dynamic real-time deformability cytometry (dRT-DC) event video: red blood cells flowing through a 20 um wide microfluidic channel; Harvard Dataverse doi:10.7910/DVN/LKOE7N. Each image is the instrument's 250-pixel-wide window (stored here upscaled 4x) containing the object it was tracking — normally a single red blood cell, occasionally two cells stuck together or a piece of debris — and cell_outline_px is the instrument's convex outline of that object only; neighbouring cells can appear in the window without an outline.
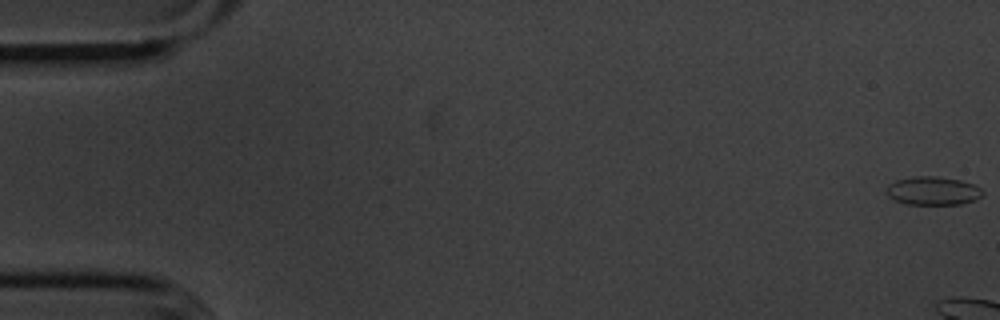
{"species": "common noctule bat (a hibernating species)", "species_latin": "Nyctalus noctula", "temperature_condition": "cold", "stored_images_in_passage": 7, "camera_frame_rate_fps": 3000, "um_per_image_px": 0.085, "animal": {"sex": "male", "body_mass_g": 20.1, "forearm_length_mm": 53.5}, "frame": {"image": 1, "passage_image": 1, "time_ms": 0.0, "image_size_px": [1000, 320], "cell_outline_px": [[984, 196], [960, 204], [904, 204], [888, 196], [888, 184], [896, 180], [912, 176], [936, 176], [960, 180], [972, 184], [980, 188], [984, 192]], "centroid_in_image_um": [79.3, 16.21], "position_along_channel_um": 5.7, "area_um2": 15.84}}